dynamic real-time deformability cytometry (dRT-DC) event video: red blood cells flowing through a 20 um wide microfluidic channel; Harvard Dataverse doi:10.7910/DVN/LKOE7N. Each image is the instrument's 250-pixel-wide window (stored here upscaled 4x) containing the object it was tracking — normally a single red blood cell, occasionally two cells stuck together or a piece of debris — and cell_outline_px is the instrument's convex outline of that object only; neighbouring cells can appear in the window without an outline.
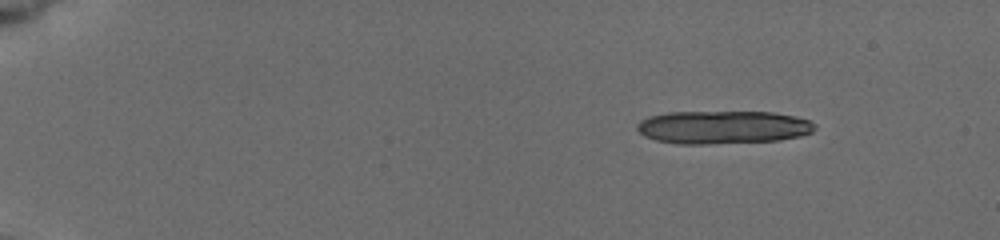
{"species": "common noctule bat (a hibernating species)", "species_latin": "Nyctalus noctula", "temperature_condition": "cold", "stored_images_in_passage": 4, "camera_frame_rate_fps": 3000, "um_per_image_px": 0.085, "animal": {"sex": "female", "body_mass_g": 19.5, "forearm_length_mm": 54.1}, "frame": {"image": 1, "passage_image": 1, "time_ms": 0.0, "image_size_px": [1000, 240], "cell_outline_px": [[816, 128], [812, 132], [800, 136], [780, 140], [708, 144], [680, 144], [656, 140], [644, 136], [636, 128], [636, 124], [640, 120], [648, 116], [668, 112], [772, 112], [796, 116], [808, 120], [816, 124]], "centroid_in_image_um": [61.44, 10.81], "position_along_channel_um": 23.6, "area_um2": 34.51}}